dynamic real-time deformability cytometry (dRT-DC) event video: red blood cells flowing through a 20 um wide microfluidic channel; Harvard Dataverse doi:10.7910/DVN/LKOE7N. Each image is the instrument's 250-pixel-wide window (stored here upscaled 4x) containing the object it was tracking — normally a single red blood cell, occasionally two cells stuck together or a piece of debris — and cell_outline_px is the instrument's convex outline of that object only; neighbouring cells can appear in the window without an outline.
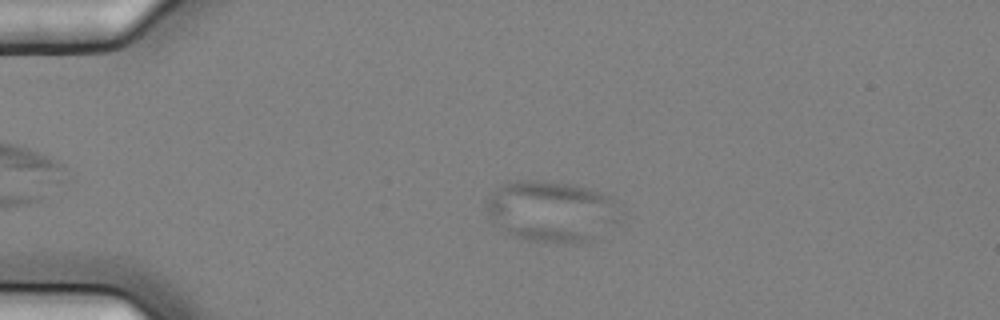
{"species": "common noctule bat (a hibernating species)", "species_latin": "Nyctalus noctula", "temperature_condition": "cold", "stored_images_in_passage": 15, "camera_frame_rate_fps": 3000, "um_per_image_px": 0.085, "animal": {"sex": "female", "body_mass_g": 25.1}, "frame": {"image": 1, "passage_image": 5, "time_ms": 1.333, "image_size_px": [1000, 320], "cell_outline_px": [[612, 204], [592, 236], [588, 240], [528, 240], [516, 236], [508, 232], [484, 208], [484, 204], [492, 192], [504, 184], [516, 180], [536, 180], [576, 184], [612, 196]], "centroid_in_image_um": [46.59, 17.83], "position_along_channel_um": 38.4, "area_um2": 43.47}}
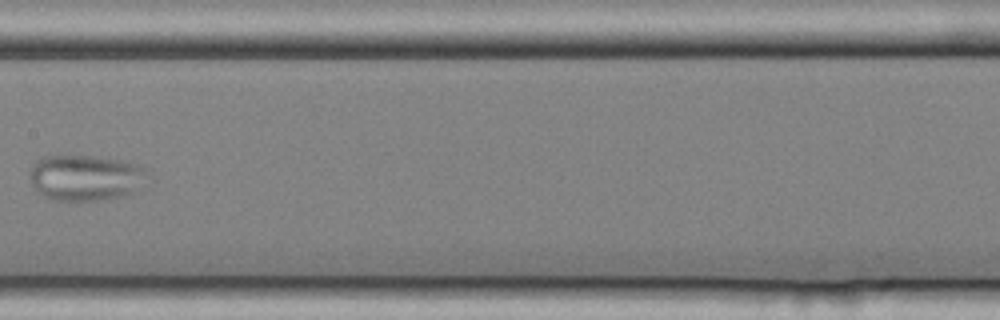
{"frame": {"image": 2, "passage_image": 9, "time_ms": 2.667, "image_size_px": [1000, 320], "cell_outline_px": [[148, 172], [132, 192], [120, 196], [100, 200], [48, 200], [32, 184], [32, 164], [40, 156], [92, 156], [120, 160], [136, 164], [148, 168]], "centroid_in_image_um": [7.23, 15.09], "position_along_channel_um": 200.2, "area_um2": 30.87}}
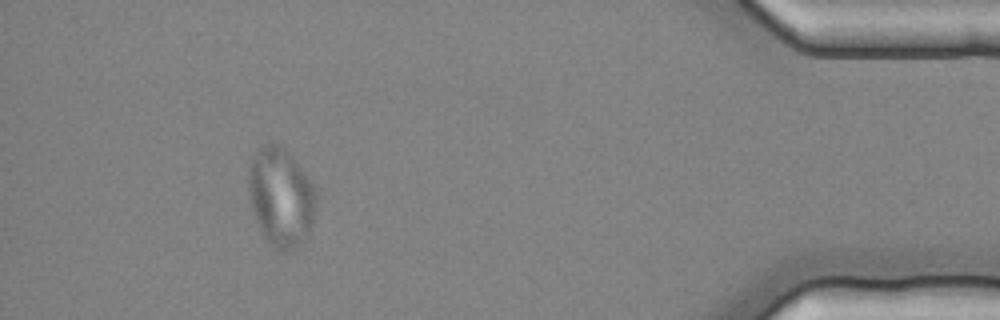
{"frame": {"image": 3, "passage_image": 15, "time_ms": 4.667, "image_size_px": [1000, 320], "cell_outline_px": [[316, 200], [312, 224], [308, 236], [288, 252], [284, 252], [276, 248], [264, 236], [260, 228], [252, 208], [248, 192], [248, 168], [252, 156], [256, 148], [260, 144], [276, 144], [284, 148], [288, 152], [304, 172], [316, 188]], "centroid_in_image_um": [23.86, 16.71], "position_along_channel_um": 411.3, "area_um2": 38.78}}